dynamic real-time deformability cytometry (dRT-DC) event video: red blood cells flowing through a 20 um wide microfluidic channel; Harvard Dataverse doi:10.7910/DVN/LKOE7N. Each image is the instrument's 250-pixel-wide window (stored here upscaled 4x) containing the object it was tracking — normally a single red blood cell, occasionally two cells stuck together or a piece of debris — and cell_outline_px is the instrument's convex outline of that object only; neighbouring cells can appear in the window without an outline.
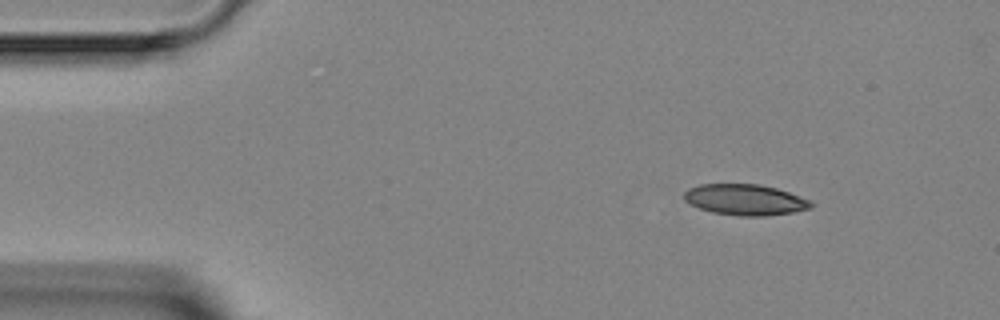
{"species": "Egyptian fruit bat (a non-hibernating species)", "species_latin": "Rousettus aegyptiacus", "temperature_condition": "room temperature", "stored_images_in_passage": 3, "camera_frame_rate_fps": 3000, "um_per_image_px": 0.085, "animal": {"sex": "female"}, "frame": {"image": 1, "passage_image": 1, "time_ms": 0.0, "image_size_px": [1000, 320], "cell_outline_px": [[816, 204], [812, 208], [792, 212], [764, 216], [740, 216], [712, 212], [700, 208], [684, 200], [684, 192], [688, 188], [700, 184], [760, 184], [776, 188], [812, 200]], "centroid_in_image_um": [63.37, 16.97], "position_along_channel_um": 21.6, "area_um2": 22.95}}